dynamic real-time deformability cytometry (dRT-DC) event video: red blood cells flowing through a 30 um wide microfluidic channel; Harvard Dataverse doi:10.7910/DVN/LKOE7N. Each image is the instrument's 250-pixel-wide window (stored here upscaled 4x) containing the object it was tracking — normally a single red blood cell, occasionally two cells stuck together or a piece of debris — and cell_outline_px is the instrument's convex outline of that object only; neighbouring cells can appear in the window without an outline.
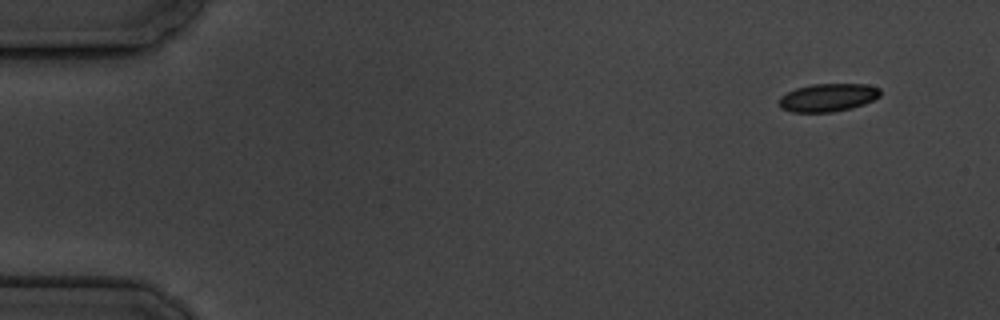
{"species": "common noctule bat (a hibernating species)", "species_latin": "Nyctalus noctula", "temperature_condition": "cold", "stored_images_in_passage": 6, "camera_frame_rate_fps": 3000, "um_per_image_px": 0.085, "animal": {"sex": "male", "body_mass_g": 19.5, "forearm_length_mm": 54.6}, "frame": {"image": 1, "passage_image": 1, "time_ms": 0.0, "image_size_px": [1000, 320], "cell_outline_px": [[880, 96], [864, 104], [852, 108], [832, 112], [792, 112], [780, 108], [776, 100], [780, 96], [796, 88], [812, 84], [864, 84], [880, 88]], "centroid_in_image_um": [70.33, 8.29], "position_along_channel_um": 14.7, "area_um2": 16.65}}
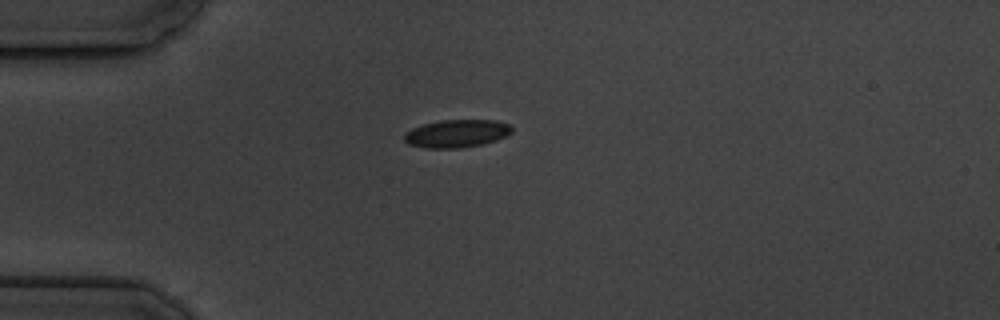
{"frame": {"image": 2, "passage_image": 4, "time_ms": 3.667, "image_size_px": [1000, 320], "cell_outline_px": [[512, 132], [496, 140], [480, 144], [460, 148], [428, 148], [408, 144], [404, 140], [404, 136], [412, 128], [424, 124], [440, 120], [496, 120], [508, 124], [512, 128]], "centroid_in_image_um": [38.81, 11.34], "position_along_channel_um": 46.2, "area_um2": 17.22}}